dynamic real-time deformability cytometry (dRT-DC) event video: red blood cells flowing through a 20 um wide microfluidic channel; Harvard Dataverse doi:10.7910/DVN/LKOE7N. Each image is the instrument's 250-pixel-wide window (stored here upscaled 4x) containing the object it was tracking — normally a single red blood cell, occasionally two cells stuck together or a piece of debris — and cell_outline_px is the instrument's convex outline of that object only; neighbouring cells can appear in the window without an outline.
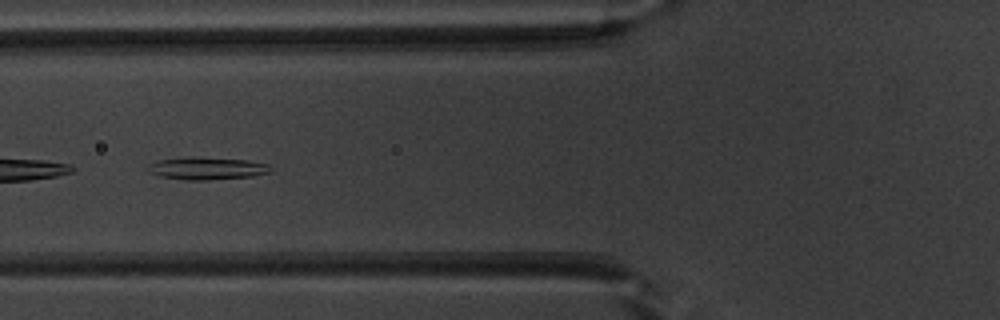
{"species": "common noctule bat (a hibernating species)", "species_latin": "Nyctalus noctula", "temperature_condition": "warm", "stored_images_in_passage": 43, "camera_frame_rate_fps": 3000, "um_per_image_px": 0.085, "animal": {"sex": "male", "body_mass_g": 20.1, "forearm_length_mm": 53.5}, "frame": {"image": 1, "passage_image": 19, "time_ms": 6.0, "image_size_px": [1000, 320], "cell_outline_px": [[272, 172], [252, 176], [208, 180], [188, 180], [160, 176], [148, 172], [144, 168], [148, 164], [156, 160], [192, 156], [248, 160], [268, 164], [272, 168]], "centroid_in_image_um": [17.55, 14.3], "position_along_channel_um": 108.3, "area_um2": 16.36}}
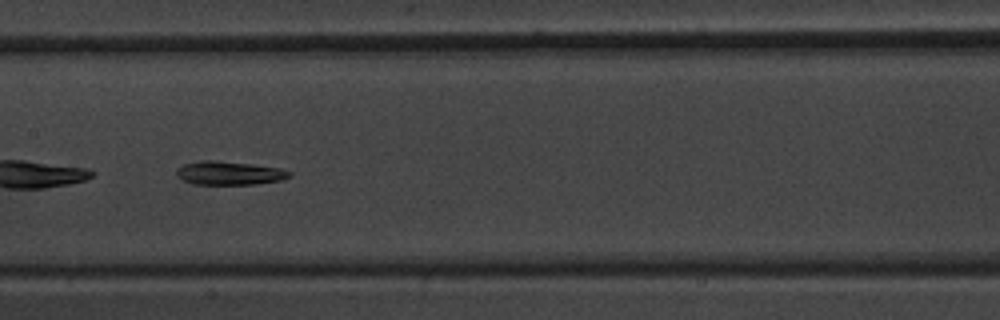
{"frame": {"image": 2, "passage_image": 25, "time_ms": 8.0, "image_size_px": [1000, 320], "cell_outline_px": [[292, 176], [280, 180], [256, 184], [196, 184], [184, 180], [176, 176], [176, 172], [184, 164], [200, 160], [216, 160], [252, 164], [280, 168], [292, 172]], "centroid_in_image_um": [19.52, 14.7], "position_along_channel_um": 187.9, "area_um2": 15.43}}
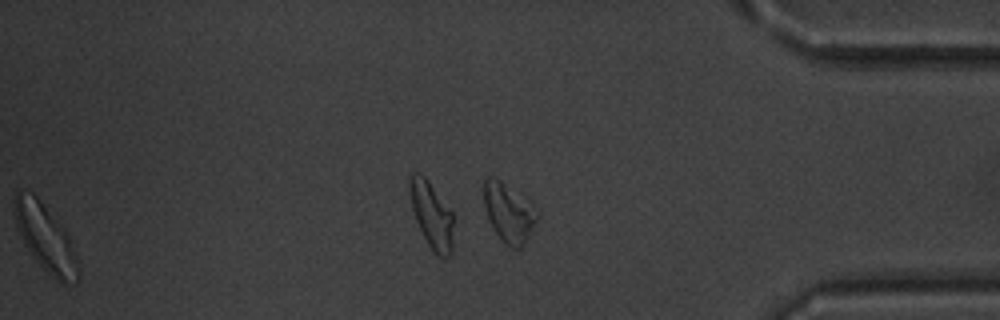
{"frame": {"image": 3, "passage_image": 42, "time_ms": 13.667, "image_size_px": [1000, 320], "cell_outline_px": [[80, 280], [64, 284], [60, 284], [36, 260], [20, 236], [12, 212], [12, 200], [16, 192], [32, 192], [40, 200], [64, 228], [76, 252], [80, 268]], "centroid_in_image_um": [3.87, 20.22], "position_along_channel_um": 431.3, "area_um2": 24.97}, "authors_computed_cell_mechanics": {"area_um2": 15.7216, "velocity_mm_per_s": 3.9732, "shape_relaxation_time_tau1_ms": 5.2555, "shape_relaxation_time_tau2_ms": null, "deformation_change_tau1": 0.1507, "deformation_change_tau2": null}}